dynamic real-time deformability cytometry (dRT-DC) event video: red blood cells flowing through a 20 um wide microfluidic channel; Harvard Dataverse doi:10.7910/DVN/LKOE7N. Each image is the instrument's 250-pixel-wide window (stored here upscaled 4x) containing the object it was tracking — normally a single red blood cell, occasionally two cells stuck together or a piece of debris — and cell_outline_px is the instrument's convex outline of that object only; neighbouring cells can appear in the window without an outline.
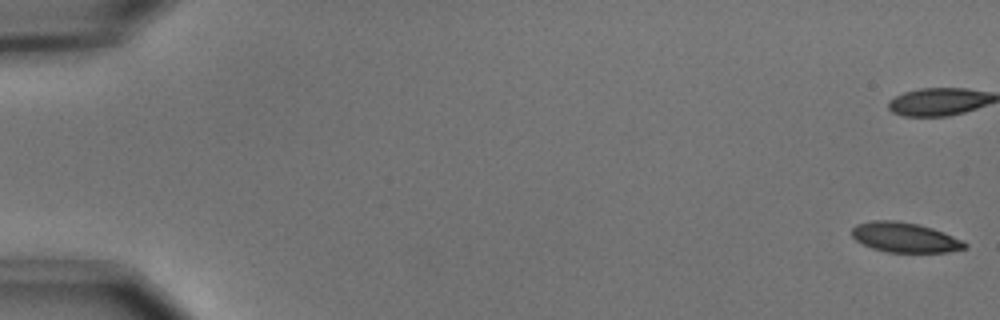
{"species": "common noctule bat (a hibernating species)", "species_latin": "Nyctalus noctula", "temperature_condition": "cold", "stored_images_in_passage": 5, "camera_frame_rate_fps": 3000, "um_per_image_px": 0.085, "animal": {"sex": "male", "body_mass_g": 15.6}, "frame": {"image": 1, "passage_image": 1, "time_ms": 0.0, "image_size_px": [1000, 320], "cell_outline_px": [[968, 248], [948, 252], [888, 252], [872, 248], [856, 240], [852, 236], [852, 228], [856, 224], [872, 220], [896, 220], [920, 224], [944, 232], [968, 244]], "centroid_in_image_um": [76.91, 20.17], "position_along_channel_um": 8.1, "area_um2": 19.71}}